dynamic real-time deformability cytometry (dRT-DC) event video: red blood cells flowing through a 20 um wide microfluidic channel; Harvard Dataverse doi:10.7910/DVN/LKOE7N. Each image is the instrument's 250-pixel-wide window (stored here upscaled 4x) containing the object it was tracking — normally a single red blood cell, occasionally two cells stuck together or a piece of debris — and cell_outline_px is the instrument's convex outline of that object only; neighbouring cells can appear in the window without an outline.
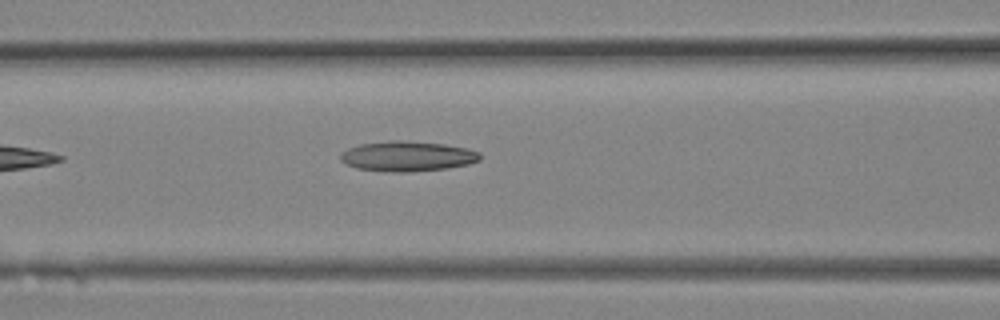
{"species": "Egyptian fruit bat (a non-hibernating species)", "species_latin": "Rousettus aegyptiacus", "temperature_condition": "room temperature", "stored_images_in_passage": 10, "camera_frame_rate_fps": 3000, "um_per_image_px": 0.085, "animal": {"sex": "female"}, "frame": {"image": 1, "passage_image": 10, "time_ms": 3.0, "image_size_px": [1000, 320], "cell_outline_px": [[480, 160], [468, 164], [448, 168], [408, 172], [392, 172], [356, 168], [340, 160], [340, 156], [348, 148], [360, 144], [392, 140], [400, 140], [444, 144], [468, 148], [480, 152]], "centroid_in_image_um": [34.66, 13.28], "position_along_channel_um": 131.9, "area_um2": 24.39}}